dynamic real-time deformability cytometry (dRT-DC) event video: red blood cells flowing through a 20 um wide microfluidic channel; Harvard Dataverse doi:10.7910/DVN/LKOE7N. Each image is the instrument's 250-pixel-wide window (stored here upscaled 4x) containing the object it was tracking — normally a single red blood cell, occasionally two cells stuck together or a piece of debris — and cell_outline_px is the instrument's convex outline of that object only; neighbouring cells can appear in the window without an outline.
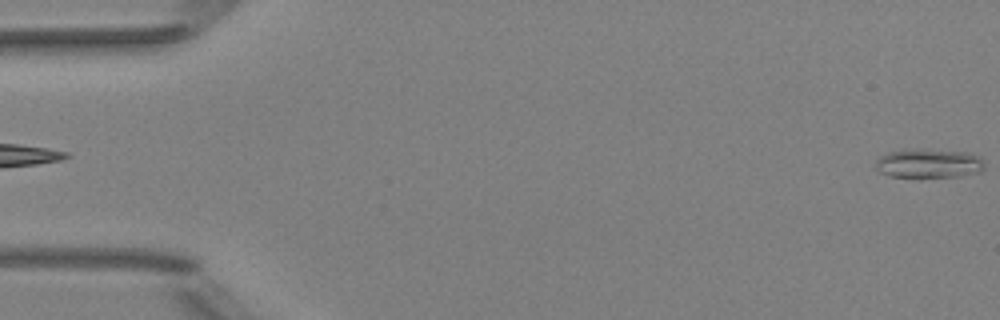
{"species": "Egyptian fruit bat (a non-hibernating species)", "species_latin": "Rousettus aegyptiacus", "temperature_condition": "room temperature", "stored_images_in_passage": 52, "camera_frame_rate_fps": 3000, "um_per_image_px": 0.085, "animal": {"sex": "female"}, "frame": {"image": 1, "passage_image": 1, "time_ms": 0.0, "image_size_px": [1000, 320], "cell_outline_px": [[984, 168], [980, 172], [960, 176], [920, 180], [888, 176], [880, 172], [876, 168], [876, 160], [880, 156], [888, 152], [916, 148], [920, 148], [968, 152], [980, 156], [984, 164]], "centroid_in_image_um": [78.93, 13.93], "position_along_channel_um": 6.1, "area_um2": 19.54}}
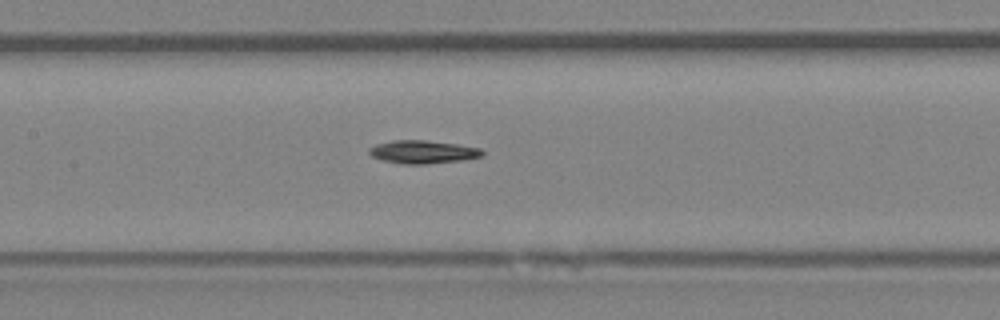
{"frame": {"image": 2, "passage_image": 25, "time_ms": 8.0, "image_size_px": [1000, 320], "cell_outline_px": [[484, 152], [480, 156], [464, 160], [424, 164], [404, 164], [384, 160], [372, 156], [368, 152], [368, 148], [376, 144], [392, 140], [424, 140], [456, 144], [480, 148]], "centroid_in_image_um": [35.92, 12.91], "position_along_channel_um": 171.5, "area_um2": 15.09}}
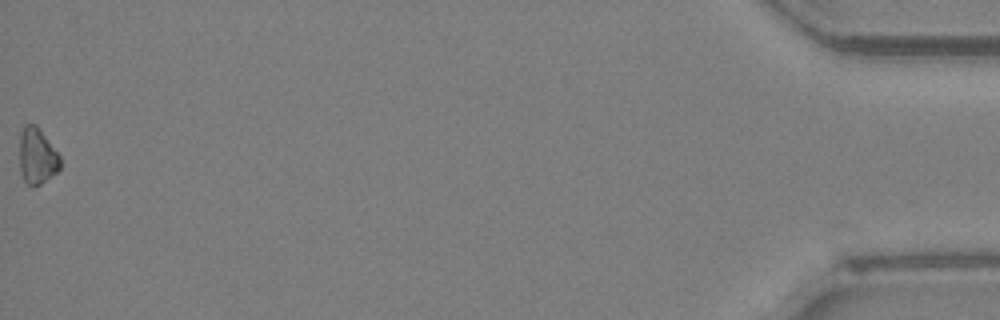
{"frame": {"image": 3, "passage_image": 52, "time_ms": 17.0, "image_size_px": [1000, 320], "cell_outline_px": [[60, 168], [56, 172], [40, 184], [28, 184], [24, 180], [20, 172], [20, 132], [24, 124], [36, 124], [60, 156]], "centroid_in_image_um": [3.13, 13.23], "position_along_channel_um": 432.1, "area_um2": 13.06}, "authors_computed_cell_mechanics": {"area_um2": 14.7968, "velocity_mm_per_s": 4.0441, "shape_relaxation_time_tau1_ms": 2.3111, "shape_relaxation_time_tau2_ms": null, "deformation_change_tau1": 0.1041, "deformation_change_tau2": null}}